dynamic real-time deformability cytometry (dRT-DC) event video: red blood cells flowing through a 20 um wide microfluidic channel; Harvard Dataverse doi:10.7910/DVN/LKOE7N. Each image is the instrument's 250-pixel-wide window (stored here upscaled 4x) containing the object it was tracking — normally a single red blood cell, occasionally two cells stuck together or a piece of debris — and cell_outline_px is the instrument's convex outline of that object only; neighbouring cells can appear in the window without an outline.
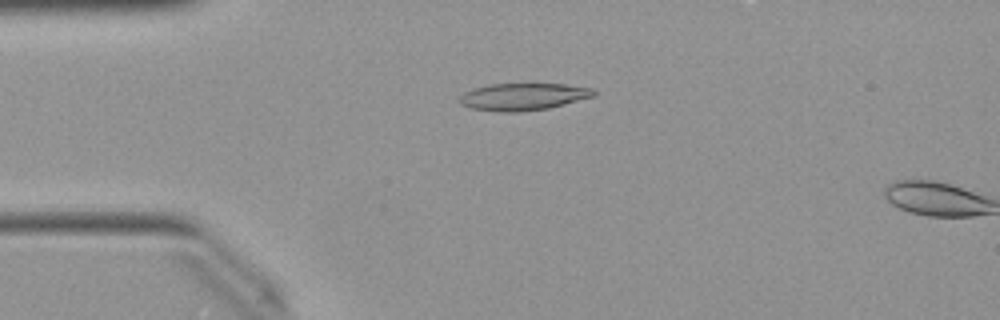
{"species": "Egyptian fruit bat (a non-hibernating species)", "species_latin": "Rousettus aegyptiacus", "temperature_condition": "warm", "stored_images_in_passage": 14, "camera_frame_rate_fps": 3000, "um_per_image_px": 0.085, "animal": {"sex": "female"}, "frame": {"image": 1, "passage_image": 12, "time_ms": 3.667, "image_size_px": [1000, 320], "cell_outline_px": [[596, 96], [548, 108], [520, 112], [496, 112], [468, 108], [460, 104], [456, 100], [464, 92], [472, 88], [488, 84], [564, 84], [596, 88]], "centroid_in_image_um": [44.44, 8.22], "position_along_channel_um": 40.6, "area_um2": 21.68}}